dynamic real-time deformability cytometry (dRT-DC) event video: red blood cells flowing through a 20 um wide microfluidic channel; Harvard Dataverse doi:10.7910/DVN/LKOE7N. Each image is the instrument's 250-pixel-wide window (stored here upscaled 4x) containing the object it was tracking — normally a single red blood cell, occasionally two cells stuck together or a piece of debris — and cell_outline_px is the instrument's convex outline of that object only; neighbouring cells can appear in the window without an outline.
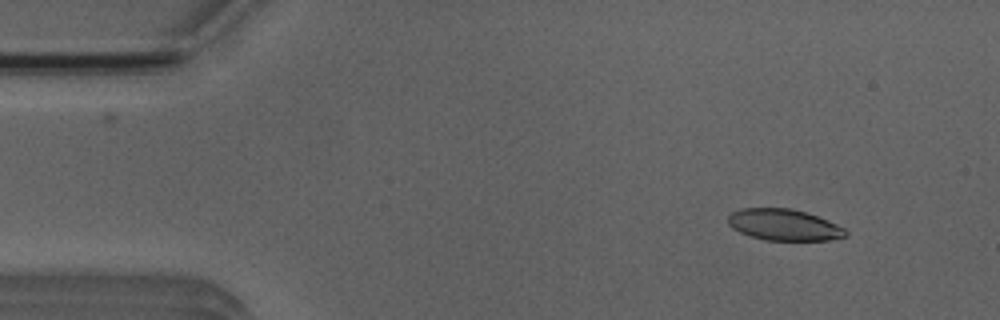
{"species": "Egyptian fruit bat (a non-hibernating species)", "species_latin": "Rousettus aegyptiacus", "temperature_condition": "room temperature", "stored_images_in_passage": 6, "camera_frame_rate_fps": 3000, "um_per_image_px": 0.085, "animal": {"sex": "male"}, "frame": {"image": 1, "passage_image": 1, "time_ms": 0.0, "image_size_px": [1000, 320], "cell_outline_px": [[848, 236], [828, 240], [764, 240], [740, 232], [732, 228], [728, 224], [728, 216], [732, 212], [740, 208], [792, 208], [828, 220], [844, 228], [848, 232]], "centroid_in_image_um": [66.63, 19.11], "position_along_channel_um": 18.4, "area_um2": 21.44}}
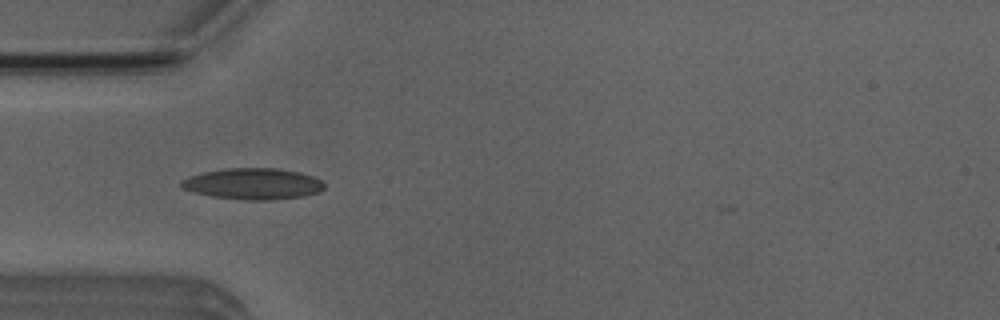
{"frame": {"image": 2, "passage_image": 3, "time_ms": 3.333, "image_size_px": [1000, 320], "cell_outline_px": [[324, 188], [320, 192], [304, 196], [268, 200], [244, 200], [212, 196], [192, 192], [184, 188], [180, 184], [180, 180], [188, 176], [204, 172], [224, 168], [276, 168], [300, 172], [312, 176], [320, 180], [324, 184]], "centroid_in_image_um": [21.5, 15.62], "position_along_channel_um": 63.5, "area_um2": 26.07}}
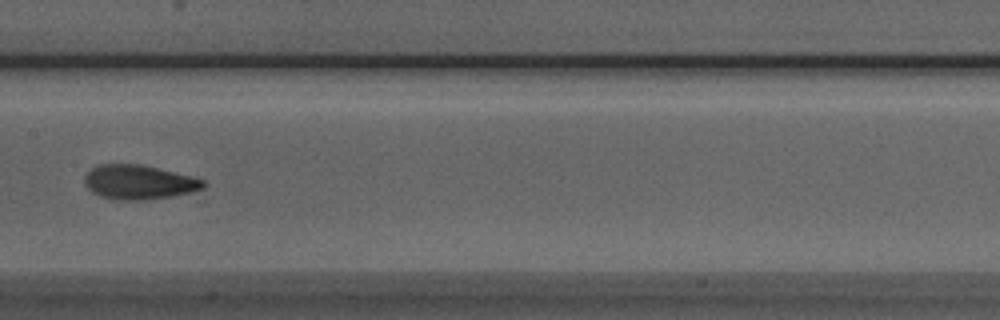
{"frame": {"image": 3, "passage_image": 6, "time_ms": 6.667, "image_size_px": [1000, 320], "cell_outline_px": [[204, 188], [188, 192], [168, 196], [144, 200], [112, 200], [100, 196], [92, 192], [84, 184], [84, 176], [92, 168], [100, 164], [140, 164], [192, 176], [204, 180]], "centroid_in_image_um": [11.75, 15.48], "position_along_channel_um": 195.7, "area_um2": 23.58}}